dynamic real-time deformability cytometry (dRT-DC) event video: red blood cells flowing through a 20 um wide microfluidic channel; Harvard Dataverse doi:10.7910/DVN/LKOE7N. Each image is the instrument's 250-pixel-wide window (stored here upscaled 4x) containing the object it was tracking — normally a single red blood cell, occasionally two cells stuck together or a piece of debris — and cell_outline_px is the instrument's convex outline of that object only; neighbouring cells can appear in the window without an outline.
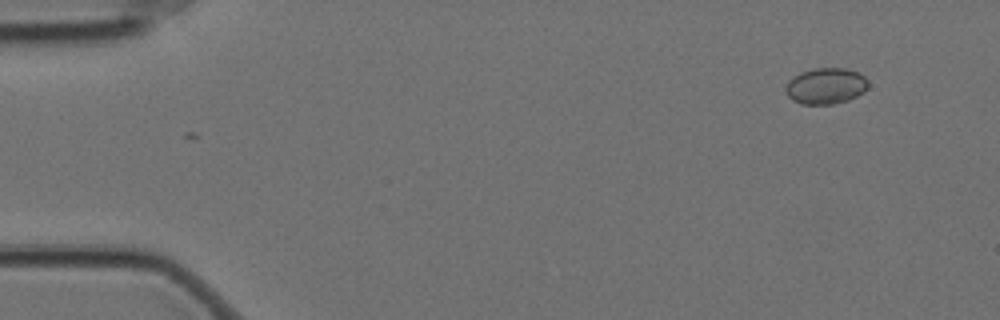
{"species": "Egyptian fruit bat (a non-hibernating species)", "species_latin": "Rousettus aegyptiacus", "temperature_condition": "cold", "stored_images_in_passage": 3, "camera_frame_rate_fps": 3000, "um_per_image_px": 0.085, "animal": {"sex": "female"}, "frame": {"image": 1, "passage_image": 2, "time_ms": 0.333, "image_size_px": [1000, 320], "cell_outline_px": [[868, 88], [864, 92], [848, 100], [832, 104], [800, 104], [792, 100], [788, 96], [784, 88], [788, 80], [792, 76], [800, 72], [812, 68], [844, 68], [856, 72], [864, 76], [868, 80]], "centroid_in_image_um": [70.16, 7.3], "position_along_channel_um": 14.8, "area_um2": 17.57}}